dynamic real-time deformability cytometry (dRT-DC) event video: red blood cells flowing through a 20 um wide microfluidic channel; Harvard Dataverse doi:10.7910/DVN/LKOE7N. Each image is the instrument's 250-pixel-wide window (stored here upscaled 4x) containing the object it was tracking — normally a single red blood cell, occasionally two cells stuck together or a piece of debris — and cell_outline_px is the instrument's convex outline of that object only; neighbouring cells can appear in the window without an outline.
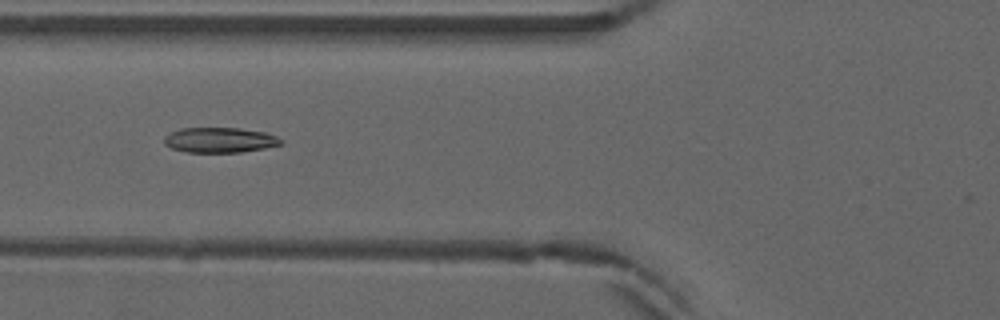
{"species": "common noctule bat (a hibernating species)", "species_latin": "Nyctalus noctula", "temperature_condition": "warm", "stored_images_in_passage": 43, "camera_frame_rate_fps": 3000, "um_per_image_px": 0.085, "animal": {"sex": "male", "forearm_length_mm": 52.5}, "frame": {"image": 1, "passage_image": 11, "time_ms": 3.333, "image_size_px": [1000, 320], "cell_outline_px": [[284, 144], [264, 148], [240, 152], [188, 152], [172, 148], [164, 144], [164, 136], [180, 128], [240, 128], [264, 132], [276, 136], [284, 140]], "centroid_in_image_um": [18.7, 11.9], "position_along_channel_um": 107.1, "area_um2": 17.11}}
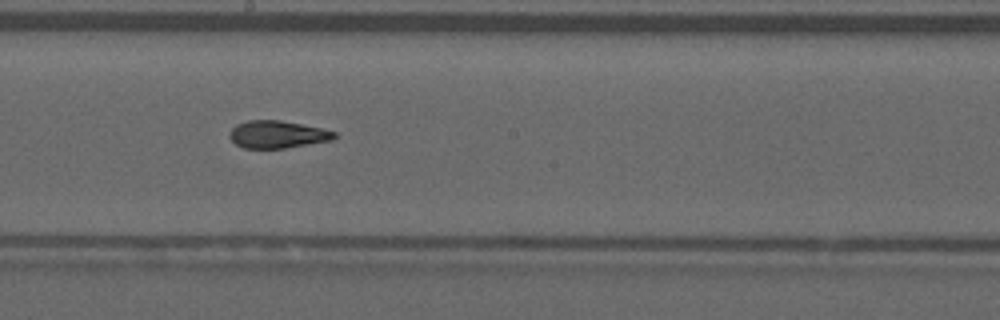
{"frame": {"image": 2, "passage_image": 20, "time_ms": 6.333, "image_size_px": [1000, 320], "cell_outline_px": [[336, 136], [332, 140], [284, 148], [244, 148], [236, 144], [228, 136], [232, 128], [236, 124], [248, 120], [280, 120], [324, 128], [336, 132]], "centroid_in_image_um": [23.58, 11.41], "position_along_channel_um": 224.6, "area_um2": 16.76}}
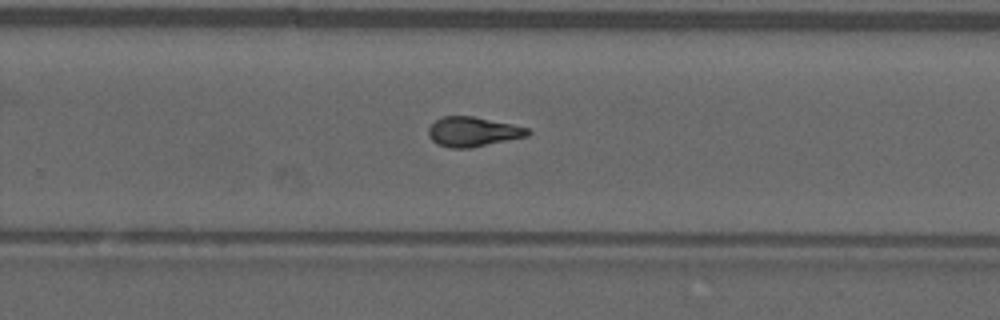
{"frame": {"image": 3, "passage_image": 25, "time_ms": 8.0, "image_size_px": [1000, 320], "cell_outline_px": [[532, 132], [528, 136], [472, 148], [448, 148], [436, 144], [428, 136], [428, 128], [436, 120], [444, 116], [472, 116], [512, 124], [528, 128]], "centroid_in_image_um": [40.19, 11.21], "position_along_channel_um": 289.6, "area_um2": 17.28}, "authors_computed_cell_mechanics": {"area_um2": 17.1088, "velocity_mm_per_s": 3.9188, "shape_relaxation_time_tau1_ms": null, "shape_relaxation_time_tau2_ms": 1.9447, "deformation_change_tau1": null, "deformation_change_tau2": 0.0753}}